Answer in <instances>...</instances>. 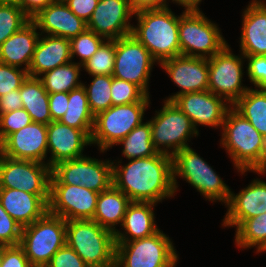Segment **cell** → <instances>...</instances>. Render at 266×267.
Listing matches in <instances>:
<instances>
[{
  "label": "cell",
  "instance_id": "1",
  "mask_svg": "<svg viewBox=\"0 0 266 267\" xmlns=\"http://www.w3.org/2000/svg\"><path fill=\"white\" fill-rule=\"evenodd\" d=\"M119 163L112 165L113 186L131 201L157 204L174 196L172 156L158 152L132 159L123 166Z\"/></svg>",
  "mask_w": 266,
  "mask_h": 267
},
{
  "label": "cell",
  "instance_id": "2",
  "mask_svg": "<svg viewBox=\"0 0 266 267\" xmlns=\"http://www.w3.org/2000/svg\"><path fill=\"white\" fill-rule=\"evenodd\" d=\"M220 144L238 172L266 170V138L233 106L226 113Z\"/></svg>",
  "mask_w": 266,
  "mask_h": 267
},
{
  "label": "cell",
  "instance_id": "3",
  "mask_svg": "<svg viewBox=\"0 0 266 267\" xmlns=\"http://www.w3.org/2000/svg\"><path fill=\"white\" fill-rule=\"evenodd\" d=\"M137 26L132 35L142 43L152 57L161 62L181 55L178 30L179 18L169 7L142 10L134 13Z\"/></svg>",
  "mask_w": 266,
  "mask_h": 267
},
{
  "label": "cell",
  "instance_id": "4",
  "mask_svg": "<svg viewBox=\"0 0 266 267\" xmlns=\"http://www.w3.org/2000/svg\"><path fill=\"white\" fill-rule=\"evenodd\" d=\"M66 244L89 267H115V235L92 219L67 220Z\"/></svg>",
  "mask_w": 266,
  "mask_h": 267
},
{
  "label": "cell",
  "instance_id": "5",
  "mask_svg": "<svg viewBox=\"0 0 266 267\" xmlns=\"http://www.w3.org/2000/svg\"><path fill=\"white\" fill-rule=\"evenodd\" d=\"M172 169L175 192L178 188L176 178L179 176L197 189L208 201L217 200L227 204L231 189L190 146L172 156Z\"/></svg>",
  "mask_w": 266,
  "mask_h": 267
},
{
  "label": "cell",
  "instance_id": "6",
  "mask_svg": "<svg viewBox=\"0 0 266 267\" xmlns=\"http://www.w3.org/2000/svg\"><path fill=\"white\" fill-rule=\"evenodd\" d=\"M66 244V220L48 211L22 228L20 246L31 266L46 267L53 254Z\"/></svg>",
  "mask_w": 266,
  "mask_h": 267
},
{
  "label": "cell",
  "instance_id": "7",
  "mask_svg": "<svg viewBox=\"0 0 266 267\" xmlns=\"http://www.w3.org/2000/svg\"><path fill=\"white\" fill-rule=\"evenodd\" d=\"M220 31L200 9H185L179 18L181 55L211 58L228 44Z\"/></svg>",
  "mask_w": 266,
  "mask_h": 267
},
{
  "label": "cell",
  "instance_id": "8",
  "mask_svg": "<svg viewBox=\"0 0 266 267\" xmlns=\"http://www.w3.org/2000/svg\"><path fill=\"white\" fill-rule=\"evenodd\" d=\"M169 237L157 233L128 242H115V267H172L178 254Z\"/></svg>",
  "mask_w": 266,
  "mask_h": 267
},
{
  "label": "cell",
  "instance_id": "9",
  "mask_svg": "<svg viewBox=\"0 0 266 267\" xmlns=\"http://www.w3.org/2000/svg\"><path fill=\"white\" fill-rule=\"evenodd\" d=\"M149 102L115 105L98 113L94 120L91 144H96L103 153L112 148L143 122Z\"/></svg>",
  "mask_w": 266,
  "mask_h": 267
},
{
  "label": "cell",
  "instance_id": "10",
  "mask_svg": "<svg viewBox=\"0 0 266 267\" xmlns=\"http://www.w3.org/2000/svg\"><path fill=\"white\" fill-rule=\"evenodd\" d=\"M155 112L150 125L152 143L158 152L173 156L179 150L189 147L187 141L191 137L198 136L199 130L173 101L164 100L162 109Z\"/></svg>",
  "mask_w": 266,
  "mask_h": 267
},
{
  "label": "cell",
  "instance_id": "11",
  "mask_svg": "<svg viewBox=\"0 0 266 267\" xmlns=\"http://www.w3.org/2000/svg\"><path fill=\"white\" fill-rule=\"evenodd\" d=\"M111 160H98L86 155L57 163L51 168L50 184L82 186L97 193L113 185Z\"/></svg>",
  "mask_w": 266,
  "mask_h": 267
},
{
  "label": "cell",
  "instance_id": "12",
  "mask_svg": "<svg viewBox=\"0 0 266 267\" xmlns=\"http://www.w3.org/2000/svg\"><path fill=\"white\" fill-rule=\"evenodd\" d=\"M51 167L46 163L17 160L0 153V188H11L38 195L49 202Z\"/></svg>",
  "mask_w": 266,
  "mask_h": 267
},
{
  "label": "cell",
  "instance_id": "13",
  "mask_svg": "<svg viewBox=\"0 0 266 267\" xmlns=\"http://www.w3.org/2000/svg\"><path fill=\"white\" fill-rule=\"evenodd\" d=\"M227 44L219 53L208 58V90L224 98L231 106L249 89L243 86V64L245 59L231 52Z\"/></svg>",
  "mask_w": 266,
  "mask_h": 267
},
{
  "label": "cell",
  "instance_id": "14",
  "mask_svg": "<svg viewBox=\"0 0 266 267\" xmlns=\"http://www.w3.org/2000/svg\"><path fill=\"white\" fill-rule=\"evenodd\" d=\"M157 62L132 34L115 40L113 77L139 86L148 96L152 66Z\"/></svg>",
  "mask_w": 266,
  "mask_h": 267
},
{
  "label": "cell",
  "instance_id": "15",
  "mask_svg": "<svg viewBox=\"0 0 266 267\" xmlns=\"http://www.w3.org/2000/svg\"><path fill=\"white\" fill-rule=\"evenodd\" d=\"M98 196L86 187L50 184L48 212L66 221L93 219Z\"/></svg>",
  "mask_w": 266,
  "mask_h": 267
},
{
  "label": "cell",
  "instance_id": "16",
  "mask_svg": "<svg viewBox=\"0 0 266 267\" xmlns=\"http://www.w3.org/2000/svg\"><path fill=\"white\" fill-rule=\"evenodd\" d=\"M173 102L189 117L196 130L199 125L222 129L226 113L231 107L224 98L209 90L178 95Z\"/></svg>",
  "mask_w": 266,
  "mask_h": 267
},
{
  "label": "cell",
  "instance_id": "17",
  "mask_svg": "<svg viewBox=\"0 0 266 267\" xmlns=\"http://www.w3.org/2000/svg\"><path fill=\"white\" fill-rule=\"evenodd\" d=\"M133 15L129 0H99L87 29L106 40H116L132 33L129 19Z\"/></svg>",
  "mask_w": 266,
  "mask_h": 267
},
{
  "label": "cell",
  "instance_id": "18",
  "mask_svg": "<svg viewBox=\"0 0 266 267\" xmlns=\"http://www.w3.org/2000/svg\"><path fill=\"white\" fill-rule=\"evenodd\" d=\"M0 153L17 160L46 163L47 125L32 122L19 131L10 134L1 144Z\"/></svg>",
  "mask_w": 266,
  "mask_h": 267
},
{
  "label": "cell",
  "instance_id": "19",
  "mask_svg": "<svg viewBox=\"0 0 266 267\" xmlns=\"http://www.w3.org/2000/svg\"><path fill=\"white\" fill-rule=\"evenodd\" d=\"M171 80L181 90L166 98L173 101L178 95L208 90V59L200 57L176 56L160 63Z\"/></svg>",
  "mask_w": 266,
  "mask_h": 267
},
{
  "label": "cell",
  "instance_id": "20",
  "mask_svg": "<svg viewBox=\"0 0 266 267\" xmlns=\"http://www.w3.org/2000/svg\"><path fill=\"white\" fill-rule=\"evenodd\" d=\"M92 131L51 121L47 125V147L48 152H51L47 164L52 168L59 162L83 157L84 147L91 145Z\"/></svg>",
  "mask_w": 266,
  "mask_h": 267
},
{
  "label": "cell",
  "instance_id": "21",
  "mask_svg": "<svg viewBox=\"0 0 266 267\" xmlns=\"http://www.w3.org/2000/svg\"><path fill=\"white\" fill-rule=\"evenodd\" d=\"M225 206L228 209L222 222L224 227L237 228L244 220L266 213V182L256 178L238 194L231 191Z\"/></svg>",
  "mask_w": 266,
  "mask_h": 267
},
{
  "label": "cell",
  "instance_id": "22",
  "mask_svg": "<svg viewBox=\"0 0 266 267\" xmlns=\"http://www.w3.org/2000/svg\"><path fill=\"white\" fill-rule=\"evenodd\" d=\"M41 34L71 39L87 29V23L77 17L63 0H54L31 19Z\"/></svg>",
  "mask_w": 266,
  "mask_h": 267
},
{
  "label": "cell",
  "instance_id": "23",
  "mask_svg": "<svg viewBox=\"0 0 266 267\" xmlns=\"http://www.w3.org/2000/svg\"><path fill=\"white\" fill-rule=\"evenodd\" d=\"M240 51L266 56V5L261 0H252L243 11Z\"/></svg>",
  "mask_w": 266,
  "mask_h": 267
},
{
  "label": "cell",
  "instance_id": "24",
  "mask_svg": "<svg viewBox=\"0 0 266 267\" xmlns=\"http://www.w3.org/2000/svg\"><path fill=\"white\" fill-rule=\"evenodd\" d=\"M42 34L28 70V76L41 77L47 71L71 62L70 39Z\"/></svg>",
  "mask_w": 266,
  "mask_h": 267
},
{
  "label": "cell",
  "instance_id": "25",
  "mask_svg": "<svg viewBox=\"0 0 266 267\" xmlns=\"http://www.w3.org/2000/svg\"><path fill=\"white\" fill-rule=\"evenodd\" d=\"M37 25L30 20L0 45V63L29 70L33 53L41 33Z\"/></svg>",
  "mask_w": 266,
  "mask_h": 267
},
{
  "label": "cell",
  "instance_id": "26",
  "mask_svg": "<svg viewBox=\"0 0 266 267\" xmlns=\"http://www.w3.org/2000/svg\"><path fill=\"white\" fill-rule=\"evenodd\" d=\"M0 202L22 227L32 224L48 211V205L38 195L17 189L0 188Z\"/></svg>",
  "mask_w": 266,
  "mask_h": 267
},
{
  "label": "cell",
  "instance_id": "27",
  "mask_svg": "<svg viewBox=\"0 0 266 267\" xmlns=\"http://www.w3.org/2000/svg\"><path fill=\"white\" fill-rule=\"evenodd\" d=\"M153 202L132 201L124 215L122 228L124 232H115V242H128L136 239L149 237L160 229L155 224ZM129 235V236H128Z\"/></svg>",
  "mask_w": 266,
  "mask_h": 267
},
{
  "label": "cell",
  "instance_id": "28",
  "mask_svg": "<svg viewBox=\"0 0 266 267\" xmlns=\"http://www.w3.org/2000/svg\"><path fill=\"white\" fill-rule=\"evenodd\" d=\"M131 202L121 190L112 185L109 189L99 193L92 220L115 234L118 230L115 227L119 223L121 227L124 215Z\"/></svg>",
  "mask_w": 266,
  "mask_h": 267
},
{
  "label": "cell",
  "instance_id": "29",
  "mask_svg": "<svg viewBox=\"0 0 266 267\" xmlns=\"http://www.w3.org/2000/svg\"><path fill=\"white\" fill-rule=\"evenodd\" d=\"M23 108L29 113L33 122L48 125L51 121L49 94L39 77L27 76L20 87Z\"/></svg>",
  "mask_w": 266,
  "mask_h": 267
},
{
  "label": "cell",
  "instance_id": "30",
  "mask_svg": "<svg viewBox=\"0 0 266 267\" xmlns=\"http://www.w3.org/2000/svg\"><path fill=\"white\" fill-rule=\"evenodd\" d=\"M232 106L266 138V90L249 87Z\"/></svg>",
  "mask_w": 266,
  "mask_h": 267
},
{
  "label": "cell",
  "instance_id": "31",
  "mask_svg": "<svg viewBox=\"0 0 266 267\" xmlns=\"http://www.w3.org/2000/svg\"><path fill=\"white\" fill-rule=\"evenodd\" d=\"M94 120L84 86L68 92L67 110L59 121L76 129L93 130Z\"/></svg>",
  "mask_w": 266,
  "mask_h": 267
},
{
  "label": "cell",
  "instance_id": "32",
  "mask_svg": "<svg viewBox=\"0 0 266 267\" xmlns=\"http://www.w3.org/2000/svg\"><path fill=\"white\" fill-rule=\"evenodd\" d=\"M82 65L68 62L42 74L39 77L48 94L58 92H70L82 85L79 81Z\"/></svg>",
  "mask_w": 266,
  "mask_h": 267
},
{
  "label": "cell",
  "instance_id": "33",
  "mask_svg": "<svg viewBox=\"0 0 266 267\" xmlns=\"http://www.w3.org/2000/svg\"><path fill=\"white\" fill-rule=\"evenodd\" d=\"M123 145L122 154L128 160L154 156L158 151L152 143V130L150 121L142 122L136 126L126 137L116 145Z\"/></svg>",
  "mask_w": 266,
  "mask_h": 267
},
{
  "label": "cell",
  "instance_id": "34",
  "mask_svg": "<svg viewBox=\"0 0 266 267\" xmlns=\"http://www.w3.org/2000/svg\"><path fill=\"white\" fill-rule=\"evenodd\" d=\"M235 234L236 245L240 248H257V253L266 252V213L244 220Z\"/></svg>",
  "mask_w": 266,
  "mask_h": 267
},
{
  "label": "cell",
  "instance_id": "35",
  "mask_svg": "<svg viewBox=\"0 0 266 267\" xmlns=\"http://www.w3.org/2000/svg\"><path fill=\"white\" fill-rule=\"evenodd\" d=\"M92 82L85 88L89 107L94 116L112 106L111 84L112 76L95 75Z\"/></svg>",
  "mask_w": 266,
  "mask_h": 267
},
{
  "label": "cell",
  "instance_id": "36",
  "mask_svg": "<svg viewBox=\"0 0 266 267\" xmlns=\"http://www.w3.org/2000/svg\"><path fill=\"white\" fill-rule=\"evenodd\" d=\"M115 63V40H105L92 57L82 64L89 75L112 76Z\"/></svg>",
  "mask_w": 266,
  "mask_h": 267
},
{
  "label": "cell",
  "instance_id": "37",
  "mask_svg": "<svg viewBox=\"0 0 266 267\" xmlns=\"http://www.w3.org/2000/svg\"><path fill=\"white\" fill-rule=\"evenodd\" d=\"M30 20L20 6L0 4V45Z\"/></svg>",
  "mask_w": 266,
  "mask_h": 267
},
{
  "label": "cell",
  "instance_id": "38",
  "mask_svg": "<svg viewBox=\"0 0 266 267\" xmlns=\"http://www.w3.org/2000/svg\"><path fill=\"white\" fill-rule=\"evenodd\" d=\"M105 40L104 37L86 29L84 32L70 39L71 59L77 55L81 59L78 63L80 65L84 64L92 57Z\"/></svg>",
  "mask_w": 266,
  "mask_h": 267
},
{
  "label": "cell",
  "instance_id": "39",
  "mask_svg": "<svg viewBox=\"0 0 266 267\" xmlns=\"http://www.w3.org/2000/svg\"><path fill=\"white\" fill-rule=\"evenodd\" d=\"M112 106L126 105L139 101H150V97L136 84L112 76Z\"/></svg>",
  "mask_w": 266,
  "mask_h": 267
},
{
  "label": "cell",
  "instance_id": "40",
  "mask_svg": "<svg viewBox=\"0 0 266 267\" xmlns=\"http://www.w3.org/2000/svg\"><path fill=\"white\" fill-rule=\"evenodd\" d=\"M32 118L24 109L0 114V144L12 133L31 124Z\"/></svg>",
  "mask_w": 266,
  "mask_h": 267
},
{
  "label": "cell",
  "instance_id": "41",
  "mask_svg": "<svg viewBox=\"0 0 266 267\" xmlns=\"http://www.w3.org/2000/svg\"><path fill=\"white\" fill-rule=\"evenodd\" d=\"M22 228L23 227L7 213L0 202V245H20Z\"/></svg>",
  "mask_w": 266,
  "mask_h": 267
},
{
  "label": "cell",
  "instance_id": "42",
  "mask_svg": "<svg viewBox=\"0 0 266 267\" xmlns=\"http://www.w3.org/2000/svg\"><path fill=\"white\" fill-rule=\"evenodd\" d=\"M27 76L28 71L24 68L0 63V96L20 89Z\"/></svg>",
  "mask_w": 266,
  "mask_h": 267
},
{
  "label": "cell",
  "instance_id": "43",
  "mask_svg": "<svg viewBox=\"0 0 266 267\" xmlns=\"http://www.w3.org/2000/svg\"><path fill=\"white\" fill-rule=\"evenodd\" d=\"M248 61L247 75L256 88L266 90V56H244Z\"/></svg>",
  "mask_w": 266,
  "mask_h": 267
},
{
  "label": "cell",
  "instance_id": "44",
  "mask_svg": "<svg viewBox=\"0 0 266 267\" xmlns=\"http://www.w3.org/2000/svg\"><path fill=\"white\" fill-rule=\"evenodd\" d=\"M46 267H89L67 244L55 252Z\"/></svg>",
  "mask_w": 266,
  "mask_h": 267
},
{
  "label": "cell",
  "instance_id": "45",
  "mask_svg": "<svg viewBox=\"0 0 266 267\" xmlns=\"http://www.w3.org/2000/svg\"><path fill=\"white\" fill-rule=\"evenodd\" d=\"M1 267H32L20 245L2 246Z\"/></svg>",
  "mask_w": 266,
  "mask_h": 267
},
{
  "label": "cell",
  "instance_id": "46",
  "mask_svg": "<svg viewBox=\"0 0 266 267\" xmlns=\"http://www.w3.org/2000/svg\"><path fill=\"white\" fill-rule=\"evenodd\" d=\"M69 9L84 22L88 23L99 0H63Z\"/></svg>",
  "mask_w": 266,
  "mask_h": 267
},
{
  "label": "cell",
  "instance_id": "47",
  "mask_svg": "<svg viewBox=\"0 0 266 267\" xmlns=\"http://www.w3.org/2000/svg\"><path fill=\"white\" fill-rule=\"evenodd\" d=\"M68 105V92L49 94V109L52 121H59L65 114Z\"/></svg>",
  "mask_w": 266,
  "mask_h": 267
},
{
  "label": "cell",
  "instance_id": "48",
  "mask_svg": "<svg viewBox=\"0 0 266 267\" xmlns=\"http://www.w3.org/2000/svg\"><path fill=\"white\" fill-rule=\"evenodd\" d=\"M23 108L20 97V89L12 90L9 93L0 96V114H5Z\"/></svg>",
  "mask_w": 266,
  "mask_h": 267
},
{
  "label": "cell",
  "instance_id": "49",
  "mask_svg": "<svg viewBox=\"0 0 266 267\" xmlns=\"http://www.w3.org/2000/svg\"><path fill=\"white\" fill-rule=\"evenodd\" d=\"M54 0H20L19 6L24 11V13L32 19L36 16L42 9H45Z\"/></svg>",
  "mask_w": 266,
  "mask_h": 267
},
{
  "label": "cell",
  "instance_id": "50",
  "mask_svg": "<svg viewBox=\"0 0 266 267\" xmlns=\"http://www.w3.org/2000/svg\"><path fill=\"white\" fill-rule=\"evenodd\" d=\"M167 0H129L131 10L136 13L142 10L168 7Z\"/></svg>",
  "mask_w": 266,
  "mask_h": 267
},
{
  "label": "cell",
  "instance_id": "51",
  "mask_svg": "<svg viewBox=\"0 0 266 267\" xmlns=\"http://www.w3.org/2000/svg\"><path fill=\"white\" fill-rule=\"evenodd\" d=\"M172 2L181 5L184 9L198 10V5L202 2V0H172Z\"/></svg>",
  "mask_w": 266,
  "mask_h": 267
},
{
  "label": "cell",
  "instance_id": "52",
  "mask_svg": "<svg viewBox=\"0 0 266 267\" xmlns=\"http://www.w3.org/2000/svg\"><path fill=\"white\" fill-rule=\"evenodd\" d=\"M20 0H0V4H15L19 6Z\"/></svg>",
  "mask_w": 266,
  "mask_h": 267
},
{
  "label": "cell",
  "instance_id": "53",
  "mask_svg": "<svg viewBox=\"0 0 266 267\" xmlns=\"http://www.w3.org/2000/svg\"><path fill=\"white\" fill-rule=\"evenodd\" d=\"M2 265V245H0V267Z\"/></svg>",
  "mask_w": 266,
  "mask_h": 267
},
{
  "label": "cell",
  "instance_id": "54",
  "mask_svg": "<svg viewBox=\"0 0 266 267\" xmlns=\"http://www.w3.org/2000/svg\"><path fill=\"white\" fill-rule=\"evenodd\" d=\"M252 172H256V173H258V174H260V175H264V174H266V170L265 171H252Z\"/></svg>",
  "mask_w": 266,
  "mask_h": 267
}]
</instances>
